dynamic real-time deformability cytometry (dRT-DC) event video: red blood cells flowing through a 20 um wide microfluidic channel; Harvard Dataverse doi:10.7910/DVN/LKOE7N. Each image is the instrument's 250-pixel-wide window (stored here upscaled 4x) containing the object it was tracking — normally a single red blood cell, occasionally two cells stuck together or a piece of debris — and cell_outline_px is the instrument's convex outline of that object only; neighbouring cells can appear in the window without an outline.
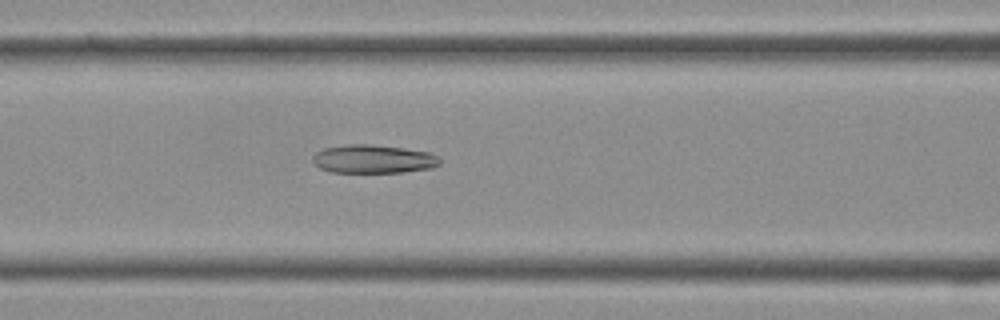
{"species": "Egyptian fruit bat (a non-hibernating species)", "species_latin": "Rousettus aegyptiacus", "temperature_condition": "cold", "stored_images_in_passage": 36, "camera_frame_rate_fps": 3000, "um_per_image_px": 0.085, "frame": {"image": 1, "passage_image": 16, "time_ms": 5.0, "image_size_px": [1000, 320], "cell_outline_px": [[440, 164], [432, 168], [404, 172], [332, 172], [320, 168], [312, 160], [312, 156], [316, 152], [324, 148], [348, 144], [368, 144], [404, 148], [428, 152], [436, 156], [440, 160]], "centroid_in_image_um": [31.72, 13.52], "position_along_channel_um": 134.9, "area_um2": 20.98}}
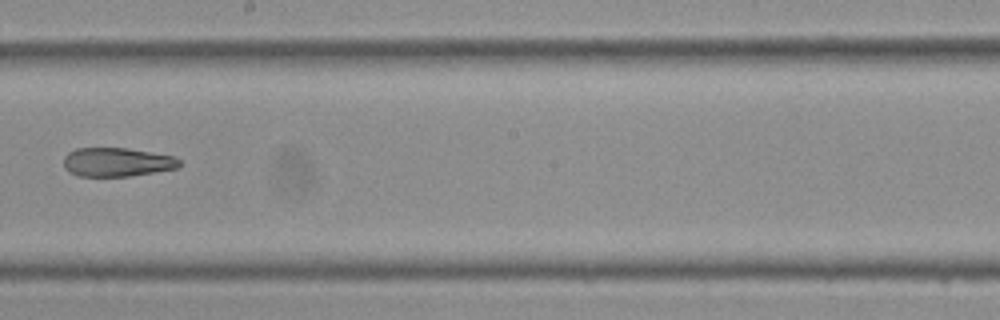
{"frame": {"image": 2, "passage_image": 22, "time_ms": 7.0, "image_size_px": [1000, 320], "cell_outline_px": [[184, 164], [180, 168], [128, 176], [76, 176], [68, 172], [64, 168], [64, 156], [68, 152], [76, 148], [128, 148], [176, 156]], "centroid_in_image_um": [9.98, 13.78], "position_along_channel_um": 238.2, "area_um2": 19.83}}
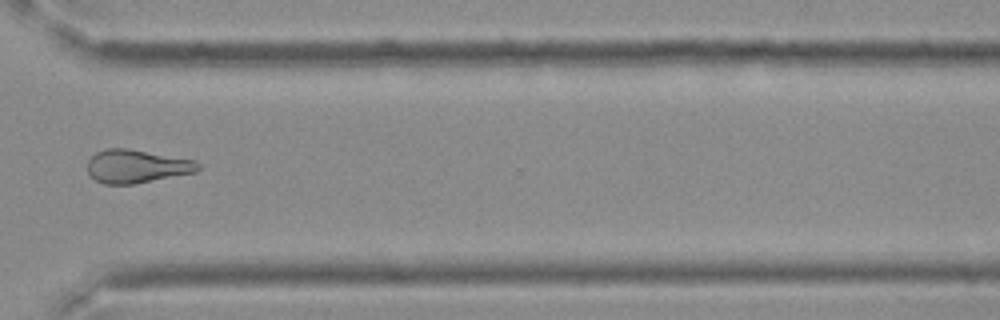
{"frame": {"image": 3, "passage_image": 29, "time_ms": 9.333, "image_size_px": [1000, 320], "cell_outline_px": [[200, 168], [196, 172], [132, 184], [104, 184], [96, 180], [88, 172], [88, 160], [96, 152], [108, 148], [128, 148], [196, 160], [200, 164]], "centroid_in_image_um": [11.63, 14.12], "position_along_channel_um": 359.0, "area_um2": 21.39}}